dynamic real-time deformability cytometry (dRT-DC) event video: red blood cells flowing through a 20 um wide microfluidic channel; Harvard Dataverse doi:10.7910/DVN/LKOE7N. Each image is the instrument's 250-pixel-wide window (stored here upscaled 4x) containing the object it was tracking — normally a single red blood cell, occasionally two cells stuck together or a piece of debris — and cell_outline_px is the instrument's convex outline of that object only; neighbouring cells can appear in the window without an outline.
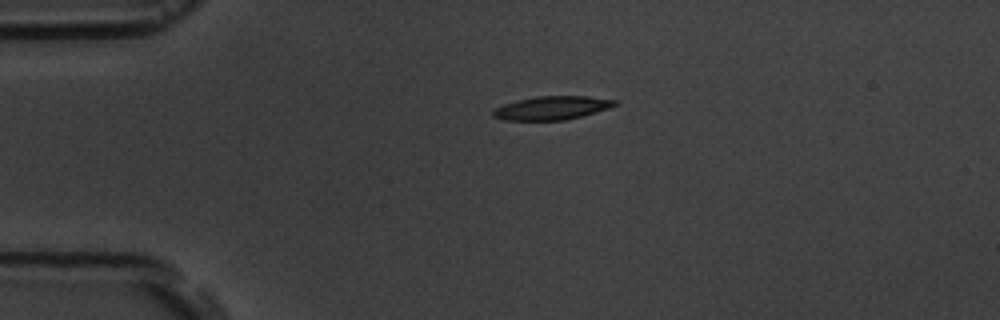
{"species": "common noctule bat (a hibernating species)", "species_latin": "Nyctalus noctula", "temperature_condition": "room temperature", "stored_images_in_passage": 2, "camera_frame_rate_fps": 3000, "um_per_image_px": 0.085, "animal": {"sex": "male", "body_mass_g": 19.5, "forearm_length_mm": 54.6}, "frame": {"image": 1, "passage_image": 1, "time_ms": 0.0, "image_size_px": [1000, 320], "cell_outline_px": [[620, 104], [608, 108], [580, 116], [564, 120], [504, 120], [492, 116], [492, 112], [496, 108], [504, 104], [516, 100], [536, 96], [588, 96], [620, 100]], "centroid_in_image_um": [46.94, 9.16], "position_along_channel_um": 38.1, "area_um2": 16.7}}